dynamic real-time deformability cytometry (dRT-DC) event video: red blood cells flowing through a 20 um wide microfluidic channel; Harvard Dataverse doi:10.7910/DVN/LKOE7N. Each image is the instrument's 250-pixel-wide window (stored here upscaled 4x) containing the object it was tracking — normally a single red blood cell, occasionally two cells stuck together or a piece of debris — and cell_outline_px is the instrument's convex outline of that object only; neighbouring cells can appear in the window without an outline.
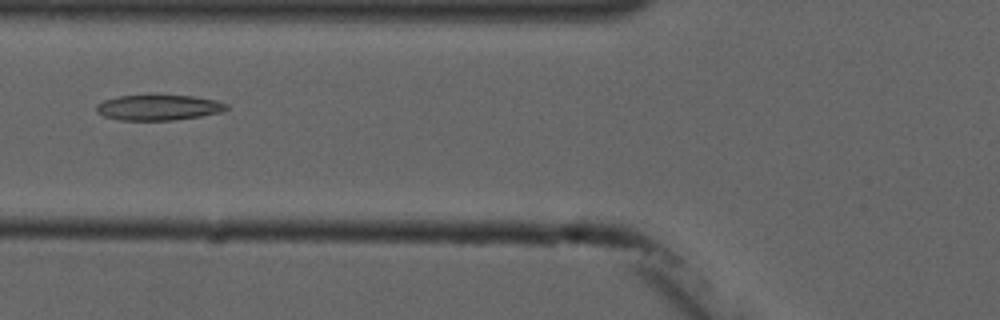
{"species": "common noctule bat (a hibernating species)", "species_latin": "Nyctalus noctula", "temperature_condition": "cold", "stored_images_in_passage": 6, "camera_frame_rate_fps": 3000, "um_per_image_px": 0.085, "animal": {"sex": "male", "forearm_length_mm": 52.5}, "frame": {"image": 1, "passage_image": 4, "time_ms": 3.667, "image_size_px": [1000, 320], "cell_outline_px": [[228, 108], [224, 112], [200, 116], [172, 120], [120, 120], [104, 116], [96, 112], [96, 104], [104, 100], [116, 96], [192, 96], [216, 100], [228, 104]], "centroid_in_image_um": [13.48, 9.15], "position_along_channel_um": 112.3, "area_um2": 19.19}}
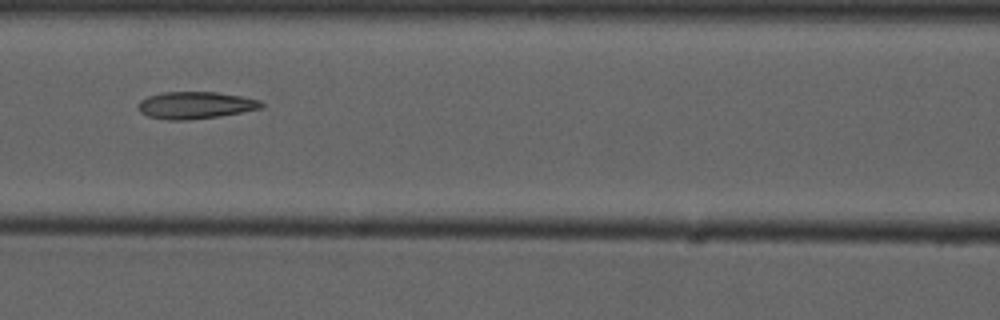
{"frame": {"image": 2, "passage_image": 5, "time_ms": 4.667, "image_size_px": [1000, 320], "cell_outline_px": [[264, 108], [220, 116], [188, 120], [168, 120], [148, 116], [140, 112], [140, 100], [148, 96], [164, 92], [216, 92], [244, 96], [260, 100], [264, 104]], "centroid_in_image_um": [16.67, 8.94], "position_along_channel_um": 149.9, "area_um2": 19.48}}
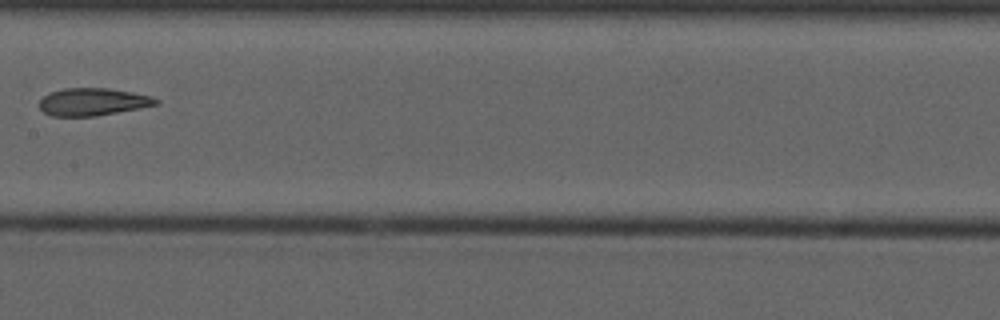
{"frame": {"image": 3, "passage_image": 6, "time_ms": 6.0, "image_size_px": [1000, 320], "cell_outline_px": [[160, 104], [140, 108], [96, 116], [52, 116], [44, 112], [40, 108], [40, 100], [48, 92], [64, 88], [108, 88], [132, 92], [152, 96], [160, 100]], "centroid_in_image_um": [7.91, 8.65], "position_along_channel_um": 199.5, "area_um2": 18.79}}